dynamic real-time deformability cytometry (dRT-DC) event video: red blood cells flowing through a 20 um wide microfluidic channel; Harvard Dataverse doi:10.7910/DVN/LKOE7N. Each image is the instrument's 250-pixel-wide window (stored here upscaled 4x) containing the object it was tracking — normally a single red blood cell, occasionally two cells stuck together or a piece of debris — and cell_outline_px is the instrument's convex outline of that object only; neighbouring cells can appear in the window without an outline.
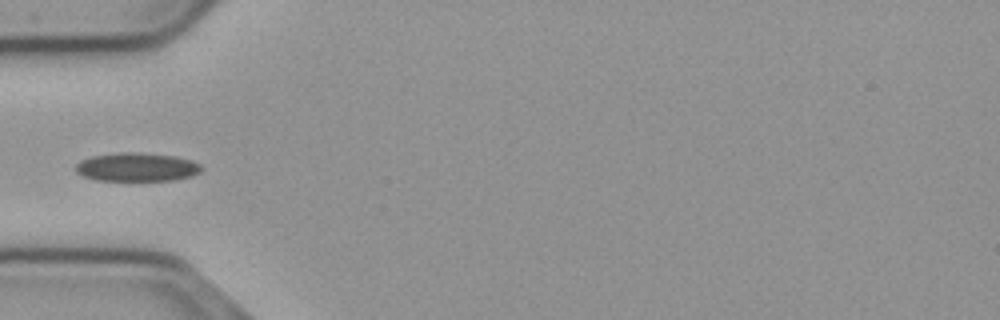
{"species": "common noctule bat (a hibernating species)", "species_latin": "Nyctalus noctula", "temperature_condition": "cold", "stored_images_in_passage": 32, "camera_frame_rate_fps": 3000, "um_per_image_px": 0.085, "animal": {"sex": "male", "body_mass_g": 23.1, "forearm_length_mm": 52.7}, "frame": {"image": 1, "passage_image": 1, "time_ms": 0.0, "image_size_px": [1000, 320], "cell_outline_px": [[200, 172], [192, 176], [176, 180], [96, 180], [84, 176], [76, 172], [76, 164], [80, 160], [92, 156], [120, 152], [132, 152], [172, 156], [192, 160], [200, 164]], "centroid_in_image_um": [11.62, 14.2], "position_along_channel_um": 73.4, "area_um2": 20.75}}
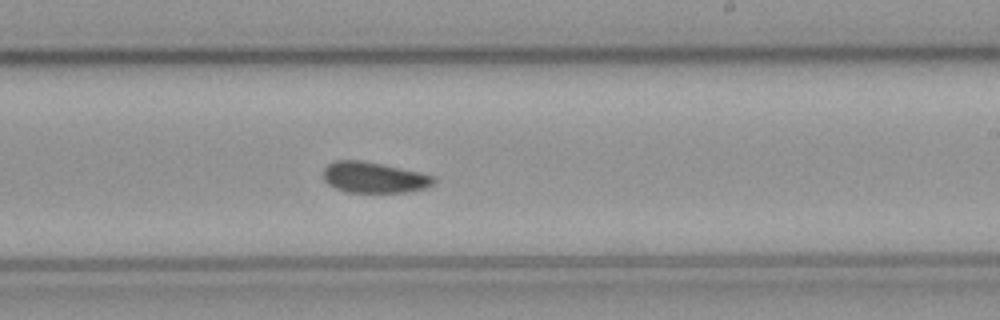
{"frame": {"image": 2, "passage_image": 16, "time_ms": 5.0, "image_size_px": [1000, 320], "cell_outline_px": [[436, 180], [432, 184], [424, 188], [408, 192], [348, 192], [336, 188], [328, 184], [324, 180], [324, 168], [328, 164], [336, 160], [360, 160], [384, 164], [420, 172], [436, 176]], "centroid_in_image_um": [31.8, 15.07], "position_along_channel_um": 257.2, "area_um2": 19.88}}
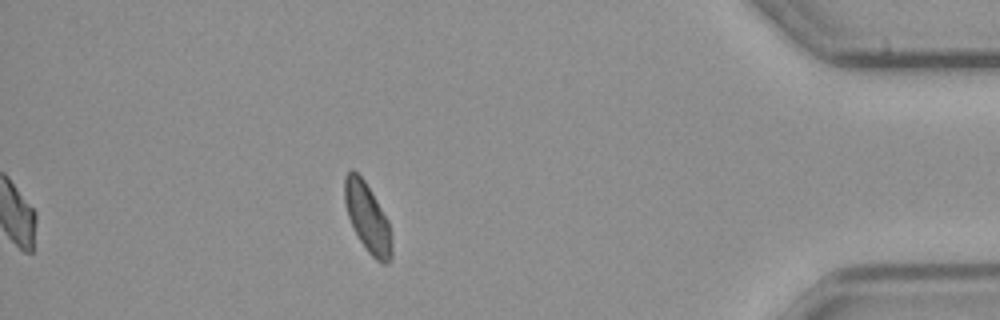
{"frame": {"image": 3, "passage_image": 32, "time_ms": 10.333, "image_size_px": [1000, 320], "cell_outline_px": [[392, 260], [388, 264], [380, 264], [368, 252], [360, 240], [348, 216], [344, 204], [344, 176], [352, 168], [364, 180], [388, 220], [392, 244]], "centroid_in_image_um": [31.24, 18.53], "position_along_channel_um": 404.0, "area_um2": 18.84}}